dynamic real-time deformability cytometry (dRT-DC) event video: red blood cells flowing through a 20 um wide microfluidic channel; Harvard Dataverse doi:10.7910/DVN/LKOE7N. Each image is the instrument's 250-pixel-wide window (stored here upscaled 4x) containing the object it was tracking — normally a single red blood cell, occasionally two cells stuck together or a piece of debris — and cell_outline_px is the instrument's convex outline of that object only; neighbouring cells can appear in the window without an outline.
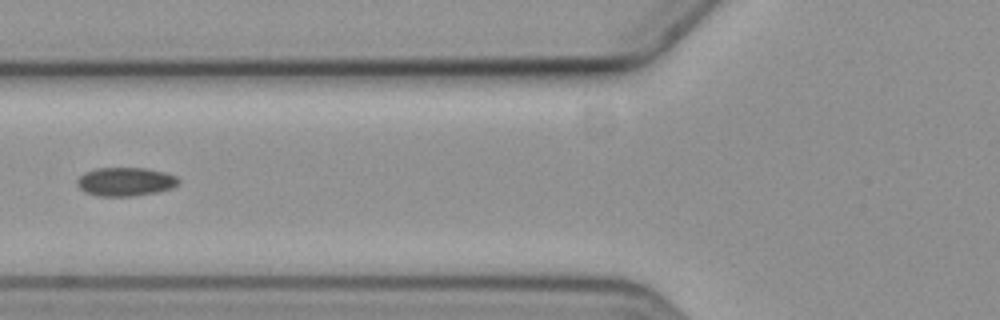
{"species": "common noctule bat (a hibernating species)", "species_latin": "Nyctalus noctula", "temperature_condition": "cold", "stored_images_in_passage": 8, "camera_frame_rate_fps": 3000, "um_per_image_px": 0.085, "animal": {"sex": "female", "body_mass_g": 19.3, "forearm_length_mm": 54.1}, "frame": {"image": 1, "passage_image": 7, "time_ms": 7.333, "image_size_px": [1000, 320], "cell_outline_px": [[180, 180], [172, 188], [156, 192], [132, 196], [100, 196], [84, 192], [76, 184], [76, 180], [84, 172], [96, 168], [144, 168], [164, 172], [176, 176]], "centroid_in_image_um": [10.63, 15.44], "position_along_channel_um": 115.2, "area_um2": 16.88}}